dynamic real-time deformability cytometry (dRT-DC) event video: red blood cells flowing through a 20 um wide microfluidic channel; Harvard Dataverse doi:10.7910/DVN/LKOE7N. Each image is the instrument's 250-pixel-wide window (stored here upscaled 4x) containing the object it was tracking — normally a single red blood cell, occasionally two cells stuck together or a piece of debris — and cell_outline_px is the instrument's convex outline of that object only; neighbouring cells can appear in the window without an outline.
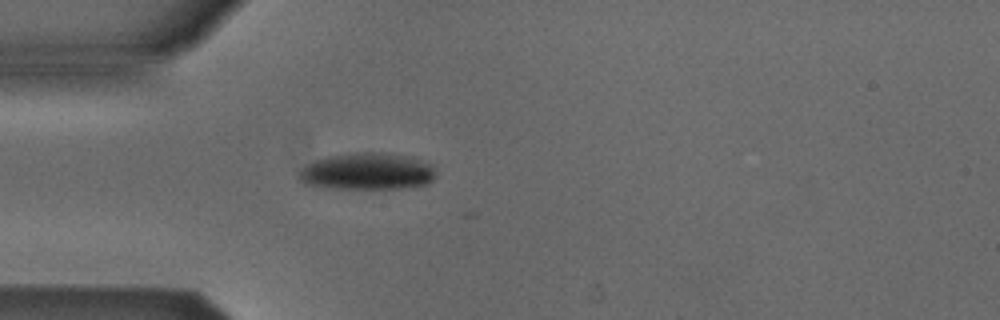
{"species": "Egyptian fruit bat (a non-hibernating species)", "species_latin": "Rousettus aegyptiacus", "temperature_condition": "cold", "stored_images_in_passage": 4, "camera_frame_rate_fps": 3000, "um_per_image_px": 0.085, "animal": {"sex": "male"}, "frame": {"image": 1, "passage_image": 3, "time_ms": 0.667, "image_size_px": [1000, 320], "cell_outline_px": [[436, 176], [428, 184], [404, 188], [336, 188], [304, 184], [300, 180], [300, 172], [308, 164], [316, 160], [328, 156], [356, 152], [384, 152], [412, 156], [432, 164]], "centroid_in_image_um": [31.29, 14.55], "position_along_channel_um": 53.7, "area_um2": 29.42}}